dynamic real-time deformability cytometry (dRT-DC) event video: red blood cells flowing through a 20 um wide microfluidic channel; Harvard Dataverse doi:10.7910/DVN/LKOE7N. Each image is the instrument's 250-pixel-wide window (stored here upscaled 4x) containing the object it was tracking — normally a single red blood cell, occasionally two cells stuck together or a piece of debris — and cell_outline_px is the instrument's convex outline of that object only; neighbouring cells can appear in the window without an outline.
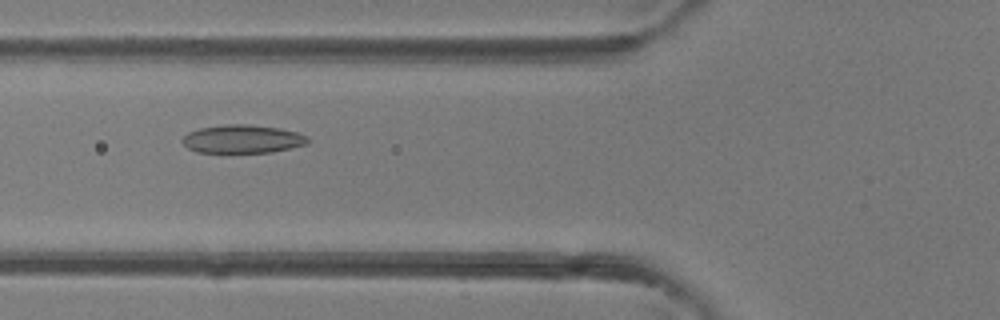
{"species": "common noctule bat (a hibernating species)", "species_latin": "Nyctalus noctula", "temperature_condition": "room temperature", "stored_images_in_passage": 5, "camera_frame_rate_fps": 3000, "um_per_image_px": 0.085, "animal": {"sex": "female"}, "frame": {"image": 1, "passage_image": 5, "time_ms": 5.333, "image_size_px": [1000, 320], "cell_outline_px": [[308, 144], [272, 152], [196, 152], [188, 148], [180, 140], [188, 132], [200, 128], [228, 124], [248, 124], [280, 128], [296, 132], [308, 136]], "centroid_in_image_um": [20.61, 11.81], "position_along_channel_um": 105.2, "area_um2": 20.63}}